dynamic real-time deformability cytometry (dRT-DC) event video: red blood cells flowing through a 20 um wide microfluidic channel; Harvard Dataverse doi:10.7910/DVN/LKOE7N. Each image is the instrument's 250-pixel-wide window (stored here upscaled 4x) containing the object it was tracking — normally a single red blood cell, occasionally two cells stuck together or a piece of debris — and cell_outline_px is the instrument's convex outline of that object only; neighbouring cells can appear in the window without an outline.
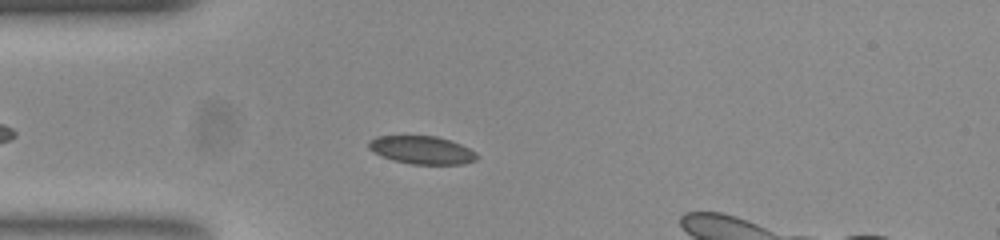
{"species": "common noctule bat (a hibernating species)", "species_latin": "Nyctalus noctula", "temperature_condition": "room temperature", "stored_images_in_passage": 40, "camera_frame_rate_fps": 3000, "um_per_image_px": 0.085, "animal": {"sex": "female", "body_mass_g": 23.0, "forearm_length_mm": 53.4}, "frame": {"image": 1, "passage_image": 10, "time_ms": 3.0, "image_size_px": [1000, 240], "cell_outline_px": [[480, 156], [476, 160], [464, 164], [412, 164], [392, 160], [368, 148], [368, 140], [376, 136], [436, 136], [460, 144], [476, 152]], "centroid_in_image_um": [35.88, 12.75], "position_along_channel_um": 49.1, "area_um2": 17.57}}
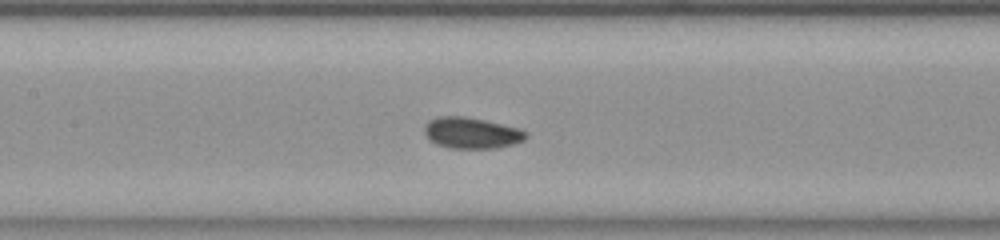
{"frame": {"image": 2, "passage_image": 20, "time_ms": 6.333, "image_size_px": [1000, 240], "cell_outline_px": [[528, 136], [524, 140], [512, 144], [496, 148], [448, 148], [436, 144], [428, 140], [424, 132], [424, 124], [428, 120], [440, 116], [464, 116], [484, 120], [520, 128], [528, 132]], "centroid_in_image_um": [40.06, 11.3], "position_along_channel_um": 167.3, "area_um2": 18.61}}
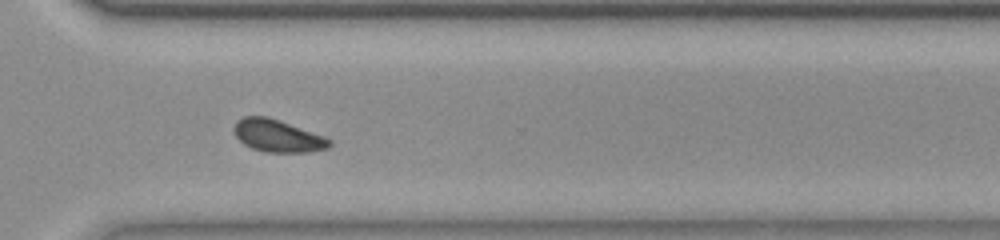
{"frame": {"image": 3, "passage_image": 34, "time_ms": 11.0, "image_size_px": [1000, 240], "cell_outline_px": [[332, 144], [328, 148], [304, 152], [264, 152], [252, 148], [244, 144], [236, 136], [236, 124], [244, 116], [268, 116], [324, 136], [332, 140]], "centroid_in_image_um": [23.64, 11.55], "position_along_channel_um": 347.0, "area_um2": 17.69}, "authors_computed_cell_mechanics": {"area_um2": 17.8891, "velocity_mm_per_s": 3.8509, "shape_relaxation_time_tau1_ms": 2.7521, "shape_relaxation_time_tau2_ms": 4.7893, "deformation_change_tau1": 0.0683, "deformation_change_tau2": 0.0874}}